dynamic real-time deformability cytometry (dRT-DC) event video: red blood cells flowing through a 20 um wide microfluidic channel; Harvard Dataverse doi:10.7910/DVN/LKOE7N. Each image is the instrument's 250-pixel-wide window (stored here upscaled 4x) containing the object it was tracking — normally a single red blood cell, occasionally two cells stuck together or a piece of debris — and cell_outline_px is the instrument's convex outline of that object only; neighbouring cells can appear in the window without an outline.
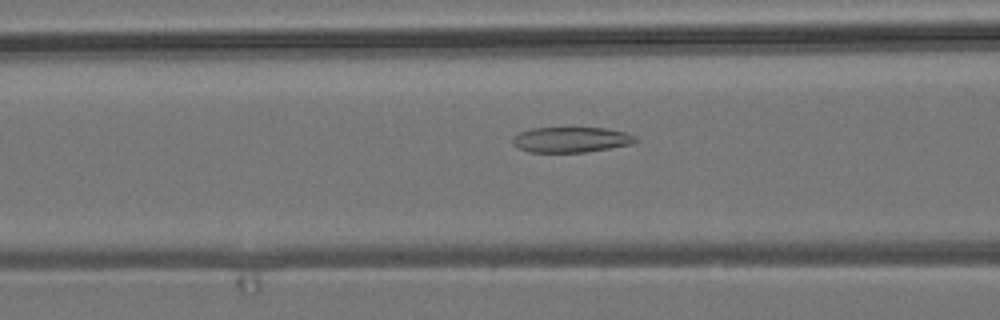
{"species": "common noctule bat (a hibernating species)", "species_latin": "Nyctalus noctula", "temperature_condition": "room temperature", "stored_images_in_passage": 51, "camera_frame_rate_fps": 3000, "um_per_image_px": 0.085, "animal": {"sex": "male", "body_mass_g": 19.2, "forearm_length_mm": 51.8}, "frame": {"image": 1, "passage_image": 21, "time_ms": 6.667, "image_size_px": [1000, 320], "cell_outline_px": [[640, 140], [632, 144], [584, 152], [528, 152], [512, 144], [512, 136], [520, 132], [532, 128], [608, 128], [624, 132], [636, 136]], "centroid_in_image_um": [48.54, 11.87], "position_along_channel_um": 118.1, "area_um2": 18.21}}
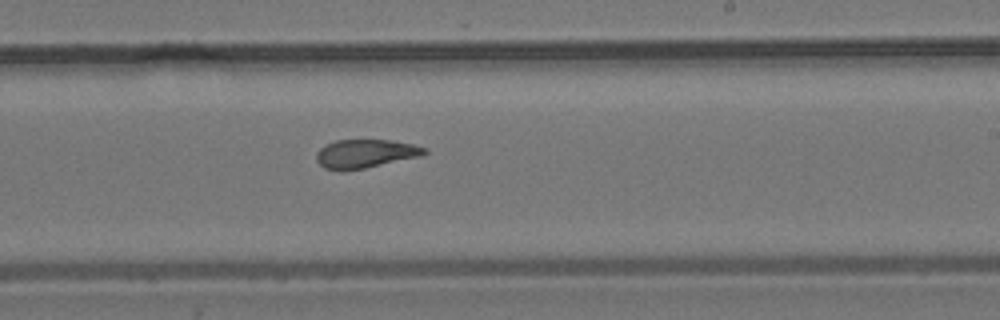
{"frame": {"image": 2, "passage_image": 32, "time_ms": 10.333, "image_size_px": [1000, 320], "cell_outline_px": [[428, 152], [420, 156], [364, 168], [340, 172], [324, 168], [316, 160], [316, 152], [320, 148], [336, 140], [392, 140], [412, 144], [428, 148]], "centroid_in_image_um": [31.03, 13.07], "position_along_channel_um": 258.0, "area_um2": 18.03}}
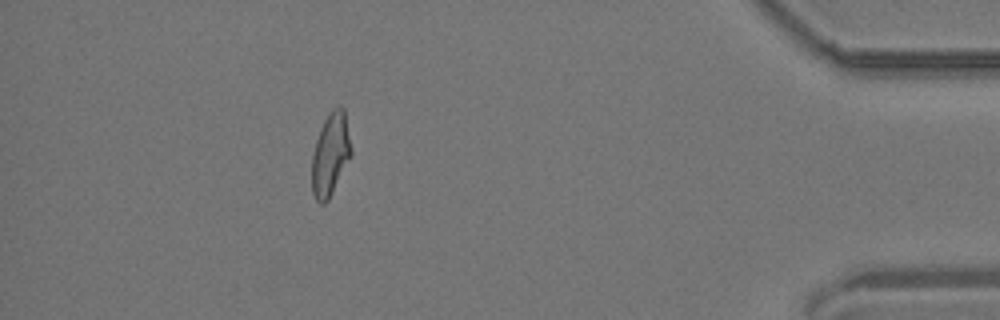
{"frame": {"image": 3, "passage_image": 48, "time_ms": 15.667, "image_size_px": [1000, 320], "cell_outline_px": [[352, 156], [328, 200], [324, 204], [320, 204], [316, 200], [312, 192], [312, 152], [320, 128], [324, 120], [332, 108], [340, 104], [344, 108], [352, 148]], "centroid_in_image_um": [28.1, 13.1], "position_along_channel_um": 407.1, "area_um2": 19.25}}